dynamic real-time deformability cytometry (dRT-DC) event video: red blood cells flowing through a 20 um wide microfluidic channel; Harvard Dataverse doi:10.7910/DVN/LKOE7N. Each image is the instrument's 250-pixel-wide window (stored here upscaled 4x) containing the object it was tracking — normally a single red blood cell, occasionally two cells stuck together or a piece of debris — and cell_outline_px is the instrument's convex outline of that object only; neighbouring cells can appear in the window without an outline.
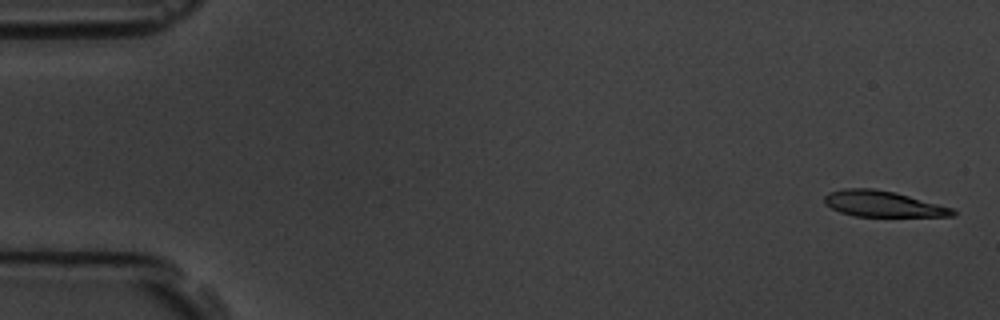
{"species": "common noctule bat (a hibernating species)", "species_latin": "Nyctalus noctula", "temperature_condition": "room temperature", "stored_images_in_passage": 5, "segment_of_instrument_passage": [2, 2], "camera_frame_rate_fps": 3000, "um_per_image_px": 0.085, "animal": {"sex": "male", "body_mass_g": 19.5, "forearm_length_mm": 54.6}, "frame": {"image": 1, "passage_image": 5, "time_ms": 5.667, "image_size_px": [1000, 320], "cell_outline_px": [[956, 216], [856, 216], [840, 212], [824, 204], [824, 196], [828, 192], [844, 188], [872, 188], [892, 192], [908, 196], [952, 208], [956, 212]], "centroid_in_image_um": [74.98, 17.33], "position_along_channel_um": 10.0, "area_um2": 19.07}}